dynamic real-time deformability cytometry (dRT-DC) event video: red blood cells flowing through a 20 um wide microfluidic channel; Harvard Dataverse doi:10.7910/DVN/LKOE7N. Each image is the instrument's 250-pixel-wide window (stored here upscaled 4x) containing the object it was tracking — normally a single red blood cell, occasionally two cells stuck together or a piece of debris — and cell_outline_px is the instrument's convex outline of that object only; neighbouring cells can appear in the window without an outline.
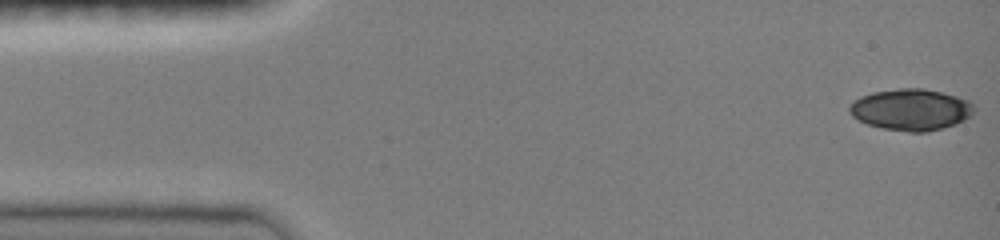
{"species": "common noctule bat (a hibernating species)", "species_latin": "Nyctalus noctula", "temperature_condition": "room temperature", "stored_images_in_passage": 46, "camera_frame_rate_fps": 3000, "um_per_image_px": 0.085, "animal": {"sex": "female", "body_mass_g": 19.0, "forearm_length_mm": 51.5}, "frame": {"image": 1, "passage_image": 1, "time_ms": 0.0, "image_size_px": [1000, 240], "cell_outline_px": [[976, 112], [964, 120], [956, 124], [924, 132], [908, 132], [884, 128], [868, 124], [852, 116], [848, 112], [848, 108], [860, 96], [872, 92], [900, 88], [924, 88], [956, 96], [968, 100], [976, 108]], "centroid_in_image_um": [77.45, 9.31], "position_along_channel_um": 7.5, "area_um2": 30.0}}